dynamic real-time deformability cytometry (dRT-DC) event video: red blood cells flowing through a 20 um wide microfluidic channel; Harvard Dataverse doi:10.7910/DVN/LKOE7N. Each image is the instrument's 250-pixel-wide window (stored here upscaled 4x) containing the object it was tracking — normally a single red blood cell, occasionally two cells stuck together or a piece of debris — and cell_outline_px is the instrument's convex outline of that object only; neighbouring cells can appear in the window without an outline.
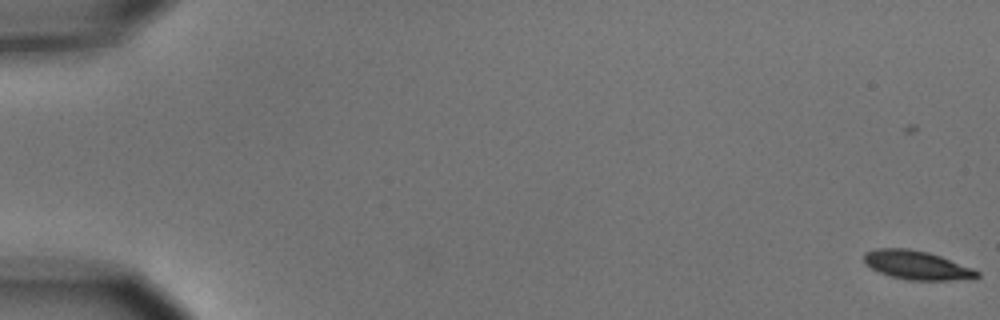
{"species": "common noctule bat (a hibernating species)", "species_latin": "Nyctalus noctula", "temperature_condition": "cold", "stored_images_in_passage": 5, "camera_frame_rate_fps": 3000, "um_per_image_px": 0.085, "animal": {"sex": "male", "body_mass_g": 15.6}, "frame": {"image": 1, "passage_image": 1, "time_ms": 0.0, "image_size_px": [1000, 320], "cell_outline_px": [[980, 276], [976, 280], [908, 280], [892, 276], [880, 272], [864, 264], [864, 252], [876, 248], [908, 248], [928, 252], [940, 256], [972, 268], [980, 272]], "centroid_in_image_um": [77.96, 22.54], "position_along_channel_um": 7.0, "area_um2": 19.13}}
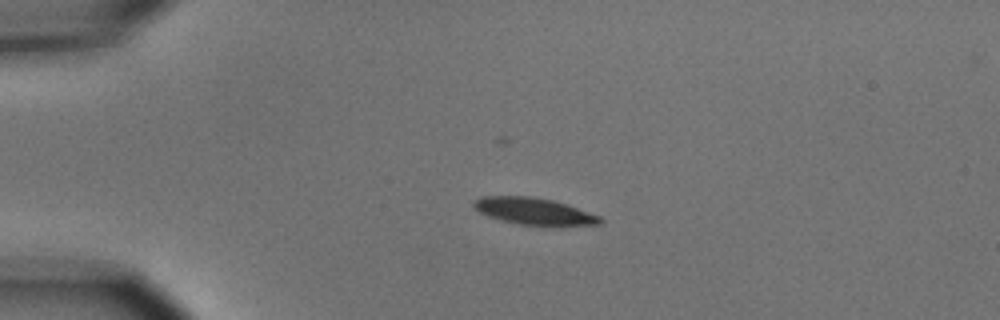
{"frame": {"image": 2, "passage_image": 5, "time_ms": 4.333, "image_size_px": [1000, 320], "cell_outline_px": [[604, 220], [600, 224], [520, 224], [500, 220], [488, 216], [480, 212], [472, 204], [480, 196], [532, 196], [552, 200], [568, 204], [600, 216]], "centroid_in_image_um": [45.36, 17.92], "position_along_channel_um": 39.6, "area_um2": 19.25}}